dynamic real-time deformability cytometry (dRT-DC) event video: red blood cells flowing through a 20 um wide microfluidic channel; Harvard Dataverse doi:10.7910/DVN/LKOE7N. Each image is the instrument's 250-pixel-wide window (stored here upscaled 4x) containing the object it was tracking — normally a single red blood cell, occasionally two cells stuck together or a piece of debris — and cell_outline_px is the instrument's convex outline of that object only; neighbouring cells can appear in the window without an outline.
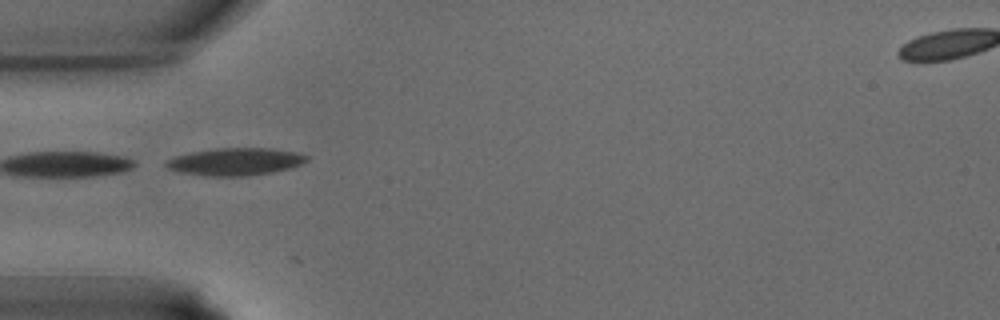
{"species": "common noctule bat (a hibernating species)", "species_latin": "Nyctalus noctula", "temperature_condition": "warm", "stored_images_in_passage": 17, "camera_frame_rate_fps": 3000, "um_per_image_px": 0.085, "animal": {"sex": "male", "body_mass_g": 15.6}, "frame": {"image": 1, "passage_image": 10, "time_ms": 3.0, "image_size_px": [1000, 320], "cell_outline_px": [[308, 160], [300, 164], [288, 168], [272, 172], [248, 176], [204, 176], [176, 172], [168, 168], [164, 164], [164, 160], [176, 156], [192, 152], [216, 148], [268, 148], [296, 152], [308, 156]], "centroid_in_image_um": [19.94, 13.75], "position_along_channel_um": 65.1, "area_um2": 22.54}}